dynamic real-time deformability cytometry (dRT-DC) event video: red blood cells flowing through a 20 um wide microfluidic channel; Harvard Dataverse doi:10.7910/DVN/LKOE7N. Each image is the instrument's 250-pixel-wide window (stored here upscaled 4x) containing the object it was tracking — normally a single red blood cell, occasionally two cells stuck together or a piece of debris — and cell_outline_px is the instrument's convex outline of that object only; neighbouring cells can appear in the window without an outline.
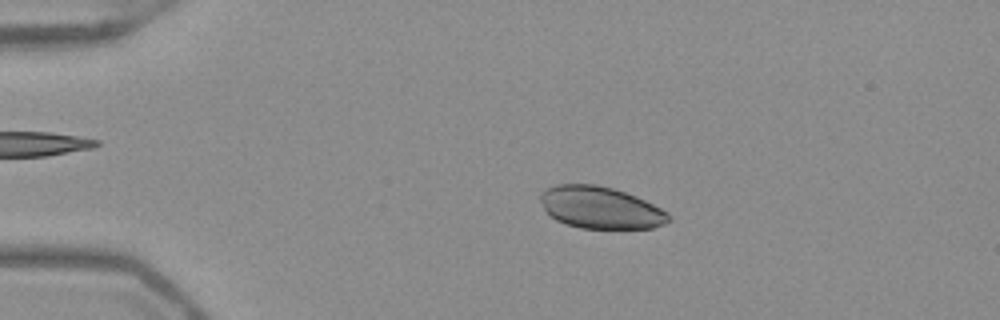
{"species": "Egyptian fruit bat (a non-hibernating species)", "species_latin": "Rousettus aegyptiacus", "temperature_condition": "warm", "stored_images_in_passage": 52, "camera_frame_rate_fps": 3000, "um_per_image_px": 0.085, "frame": {"image": 1, "passage_image": 11, "time_ms": 3.333, "image_size_px": [1000, 320], "cell_outline_px": [[672, 220], [664, 224], [652, 228], [580, 228], [556, 220], [544, 208], [540, 200], [540, 192], [556, 184], [596, 184], [612, 188], [636, 196], [668, 212]], "centroid_in_image_um": [51.05, 17.64], "position_along_channel_um": 34.0, "area_um2": 31.21}}
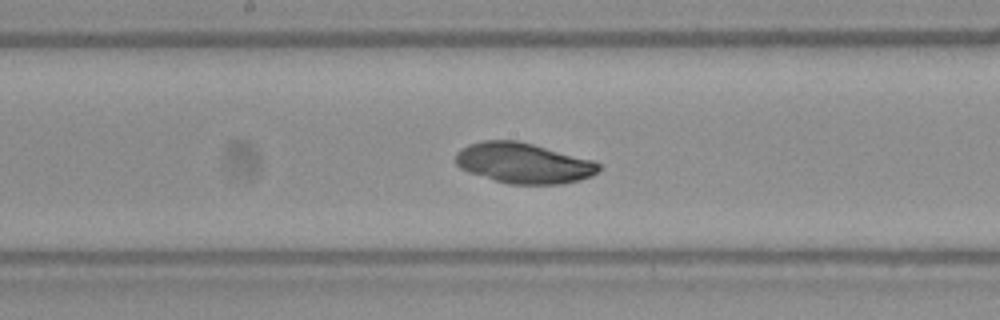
{"frame": {"image": 2, "passage_image": 28, "time_ms": 9.0, "image_size_px": [1000, 320], "cell_outline_px": [[600, 168], [592, 176], [580, 180], [560, 184], [508, 184], [468, 172], [460, 168], [456, 164], [456, 152], [460, 148], [468, 144], [484, 140], [516, 140], [532, 144], [592, 160], [600, 164]], "centroid_in_image_um": [44.46, 13.86], "position_along_channel_um": 203.7, "area_um2": 33.64}}
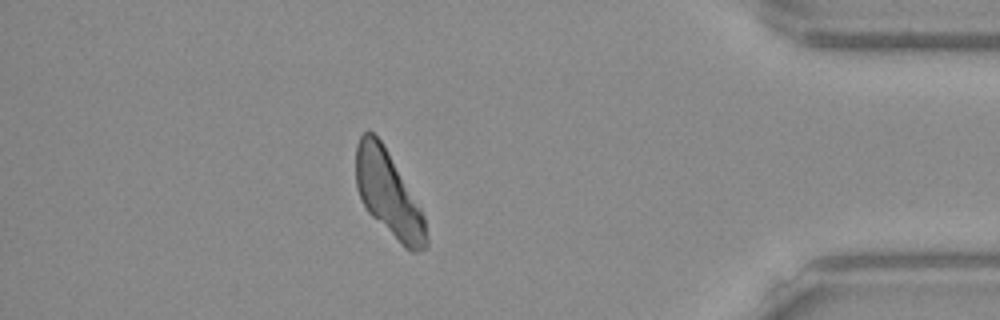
{"frame": {"image": 3, "passage_image": 46, "time_ms": 15.0, "image_size_px": [1000, 320], "cell_outline_px": [[428, 244], [424, 248], [416, 252], [412, 252], [404, 248], [368, 212], [356, 188], [356, 144], [360, 136], [368, 128], [380, 140], [420, 208], [424, 216], [428, 240]], "centroid_in_image_um": [33.0, 16.51], "position_along_channel_um": 402.2, "area_um2": 34.16}}